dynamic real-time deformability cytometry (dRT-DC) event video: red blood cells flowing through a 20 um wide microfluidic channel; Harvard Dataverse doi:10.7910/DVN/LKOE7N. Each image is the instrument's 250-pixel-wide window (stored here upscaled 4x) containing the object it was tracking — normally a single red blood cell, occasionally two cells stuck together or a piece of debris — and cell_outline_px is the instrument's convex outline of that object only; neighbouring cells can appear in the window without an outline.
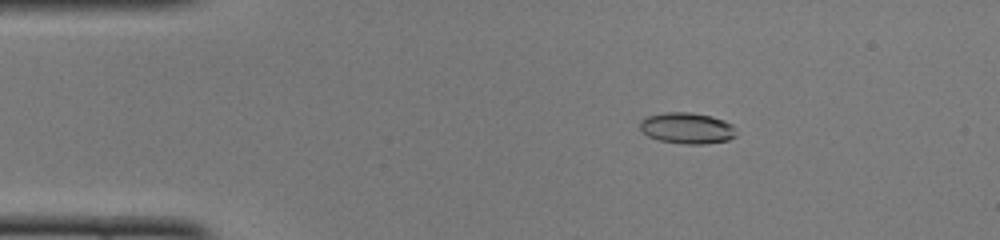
{"species": "common noctule bat (a hibernating species)", "species_latin": "Nyctalus noctula", "temperature_condition": "cold", "stored_images_in_passage": 51, "camera_frame_rate_fps": 3000, "um_per_image_px": 0.085, "animal": {"sex": "female", "body_mass_g": 22.0, "forearm_length_mm": 56.7}, "frame": {"image": 1, "passage_image": 9, "time_ms": 2.667, "image_size_px": [1000, 240], "cell_outline_px": [[736, 136], [728, 140], [704, 144], [684, 144], [660, 140], [648, 136], [640, 128], [640, 120], [644, 116], [664, 112], [688, 112], [712, 116], [724, 120], [732, 124]], "centroid_in_image_um": [58.38, 10.88], "position_along_channel_um": 26.6, "area_um2": 17.51}}
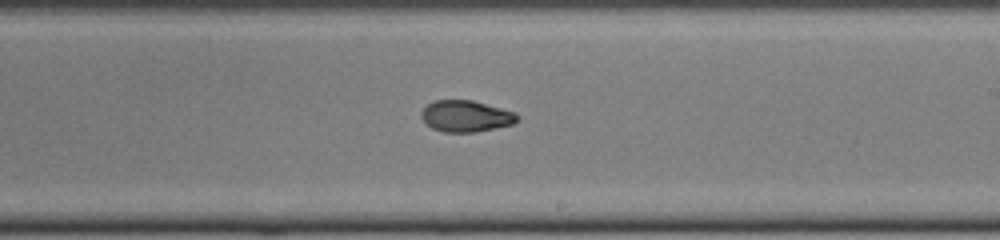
{"frame": {"image": 2, "passage_image": 30, "time_ms": 9.667, "image_size_px": [1000, 240], "cell_outline_px": [[520, 116], [512, 124], [476, 132], [444, 132], [432, 128], [420, 116], [420, 112], [428, 104], [436, 100], [472, 100], [516, 112]], "centroid_in_image_um": [39.6, 9.87], "position_along_channel_um": 249.4, "area_um2": 17.46}}
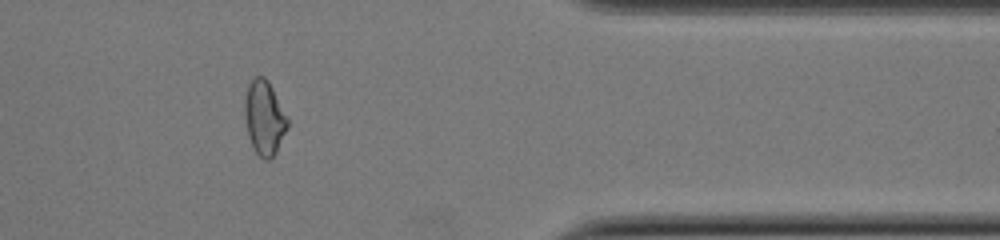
{"frame": {"image": 3, "passage_image": 42, "time_ms": 13.667, "image_size_px": [1000, 240], "cell_outline_px": [[288, 128], [276, 152], [268, 160], [264, 160], [252, 148], [248, 136], [244, 116], [244, 100], [248, 84], [256, 76], [264, 76], [268, 80], [288, 116]], "centroid_in_image_um": [22.47, 10.0], "position_along_channel_um": 388.9, "area_um2": 18.79}, "authors_computed_cell_mechanics": {"area_um2": 17.8602, "velocity_mm_per_s": 4.0074, "shape_relaxation_time_tau1_ms": 3.7489, "shape_relaxation_time_tau2_ms": 2.3427, "deformation_change_tau1": 0.1657, "deformation_change_tau2": 0.0727}}